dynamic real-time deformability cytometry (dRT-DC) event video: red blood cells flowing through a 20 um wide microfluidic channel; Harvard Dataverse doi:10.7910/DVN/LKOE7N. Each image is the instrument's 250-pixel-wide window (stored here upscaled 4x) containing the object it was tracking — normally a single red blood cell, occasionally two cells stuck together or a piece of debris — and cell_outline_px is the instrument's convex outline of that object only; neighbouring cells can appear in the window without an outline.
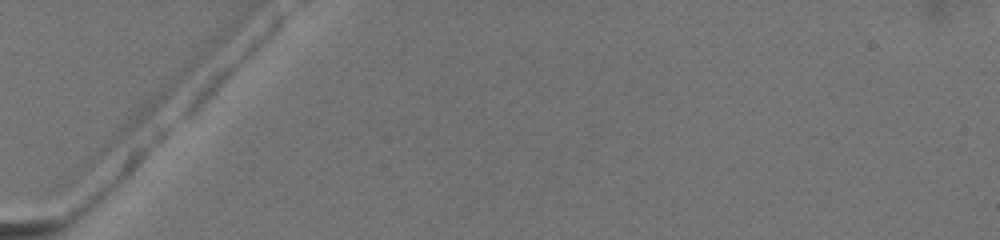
{"species": "common noctule bat (a hibernating species)", "species_latin": "Nyctalus noctula", "temperature_condition": "warm", "stored_images_in_passage": 4, "camera_frame_rate_fps": 3000, "um_per_image_px": 0.085, "animal": {"sex": "female", "body_mass_g": 19.5, "forearm_length_mm": 54.1}, "frame": {"image": 1, "passage_image": 1, "time_ms": 0.0, "image_size_px": [1000, 240], "cell_outline_px": [[204, 52], [196, 64], [176, 92], [148, 124], [80, 180], [68, 184], [68, 172], [72, 168], [140, 104], [200, 52]], "centroid_in_image_um": [11.21, 10.49], "position_along_channel_um": 73.8, "area_um2": 19.88}}